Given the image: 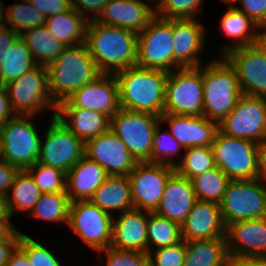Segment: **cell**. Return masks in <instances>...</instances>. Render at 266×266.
Segmentation results:
<instances>
[{"mask_svg": "<svg viewBox=\"0 0 266 266\" xmlns=\"http://www.w3.org/2000/svg\"><path fill=\"white\" fill-rule=\"evenodd\" d=\"M137 33L91 20L85 44L99 71L114 74L136 66Z\"/></svg>", "mask_w": 266, "mask_h": 266, "instance_id": "6da1fadb", "label": "cell"}, {"mask_svg": "<svg viewBox=\"0 0 266 266\" xmlns=\"http://www.w3.org/2000/svg\"><path fill=\"white\" fill-rule=\"evenodd\" d=\"M169 72L139 66L114 73L118 84L120 108L164 114L165 85Z\"/></svg>", "mask_w": 266, "mask_h": 266, "instance_id": "7a4b0ae2", "label": "cell"}, {"mask_svg": "<svg viewBox=\"0 0 266 266\" xmlns=\"http://www.w3.org/2000/svg\"><path fill=\"white\" fill-rule=\"evenodd\" d=\"M47 70L49 97L57 106L102 74L85 43L65 47Z\"/></svg>", "mask_w": 266, "mask_h": 266, "instance_id": "3957f363", "label": "cell"}, {"mask_svg": "<svg viewBox=\"0 0 266 266\" xmlns=\"http://www.w3.org/2000/svg\"><path fill=\"white\" fill-rule=\"evenodd\" d=\"M204 90L203 116L218 124L234 109L242 95L237 74L222 56L202 68Z\"/></svg>", "mask_w": 266, "mask_h": 266, "instance_id": "277c9868", "label": "cell"}, {"mask_svg": "<svg viewBox=\"0 0 266 266\" xmlns=\"http://www.w3.org/2000/svg\"><path fill=\"white\" fill-rule=\"evenodd\" d=\"M32 117L16 115L0 128V159L19 170L32 167L40 155L42 140L32 123Z\"/></svg>", "mask_w": 266, "mask_h": 266, "instance_id": "5b68a950", "label": "cell"}, {"mask_svg": "<svg viewBox=\"0 0 266 266\" xmlns=\"http://www.w3.org/2000/svg\"><path fill=\"white\" fill-rule=\"evenodd\" d=\"M203 103L201 66L169 72L165 85L164 114L200 116L203 115Z\"/></svg>", "mask_w": 266, "mask_h": 266, "instance_id": "8992f818", "label": "cell"}, {"mask_svg": "<svg viewBox=\"0 0 266 266\" xmlns=\"http://www.w3.org/2000/svg\"><path fill=\"white\" fill-rule=\"evenodd\" d=\"M260 179L230 180L219 203L225 226L266 218V185Z\"/></svg>", "mask_w": 266, "mask_h": 266, "instance_id": "52a82bcc", "label": "cell"}, {"mask_svg": "<svg viewBox=\"0 0 266 266\" xmlns=\"http://www.w3.org/2000/svg\"><path fill=\"white\" fill-rule=\"evenodd\" d=\"M211 147L215 165L230 180L258 178V143L230 137L218 130Z\"/></svg>", "mask_w": 266, "mask_h": 266, "instance_id": "ba28073f", "label": "cell"}, {"mask_svg": "<svg viewBox=\"0 0 266 266\" xmlns=\"http://www.w3.org/2000/svg\"><path fill=\"white\" fill-rule=\"evenodd\" d=\"M160 116L120 108L110 118L109 130L126 145L137 162H151L155 127Z\"/></svg>", "mask_w": 266, "mask_h": 266, "instance_id": "9c48e42d", "label": "cell"}, {"mask_svg": "<svg viewBox=\"0 0 266 266\" xmlns=\"http://www.w3.org/2000/svg\"><path fill=\"white\" fill-rule=\"evenodd\" d=\"M173 19L155 15L137 35V62L142 68L173 71Z\"/></svg>", "mask_w": 266, "mask_h": 266, "instance_id": "30bf717a", "label": "cell"}, {"mask_svg": "<svg viewBox=\"0 0 266 266\" xmlns=\"http://www.w3.org/2000/svg\"><path fill=\"white\" fill-rule=\"evenodd\" d=\"M14 115L35 116L43 108L57 105L49 97V80L46 66L36 65L21 77L5 85Z\"/></svg>", "mask_w": 266, "mask_h": 266, "instance_id": "8fae6325", "label": "cell"}, {"mask_svg": "<svg viewBox=\"0 0 266 266\" xmlns=\"http://www.w3.org/2000/svg\"><path fill=\"white\" fill-rule=\"evenodd\" d=\"M218 130L258 144L266 141V97L242 94L234 109L218 124Z\"/></svg>", "mask_w": 266, "mask_h": 266, "instance_id": "7c38bea8", "label": "cell"}, {"mask_svg": "<svg viewBox=\"0 0 266 266\" xmlns=\"http://www.w3.org/2000/svg\"><path fill=\"white\" fill-rule=\"evenodd\" d=\"M55 115L53 113L44 143L41 142L37 162L67 173L85 156V142L76 137Z\"/></svg>", "mask_w": 266, "mask_h": 266, "instance_id": "4fadbf2b", "label": "cell"}, {"mask_svg": "<svg viewBox=\"0 0 266 266\" xmlns=\"http://www.w3.org/2000/svg\"><path fill=\"white\" fill-rule=\"evenodd\" d=\"M174 173V166L168 164L138 162L128 175L134 209L155 212Z\"/></svg>", "mask_w": 266, "mask_h": 266, "instance_id": "5bb4252c", "label": "cell"}, {"mask_svg": "<svg viewBox=\"0 0 266 266\" xmlns=\"http://www.w3.org/2000/svg\"><path fill=\"white\" fill-rule=\"evenodd\" d=\"M112 222V215L94 205L90 200L70 203L68 227L99 253L110 247Z\"/></svg>", "mask_w": 266, "mask_h": 266, "instance_id": "9a60e30c", "label": "cell"}, {"mask_svg": "<svg viewBox=\"0 0 266 266\" xmlns=\"http://www.w3.org/2000/svg\"><path fill=\"white\" fill-rule=\"evenodd\" d=\"M224 57L236 71L242 94L266 97V55L257 43L232 49Z\"/></svg>", "mask_w": 266, "mask_h": 266, "instance_id": "2e32d148", "label": "cell"}, {"mask_svg": "<svg viewBox=\"0 0 266 266\" xmlns=\"http://www.w3.org/2000/svg\"><path fill=\"white\" fill-rule=\"evenodd\" d=\"M85 156L97 162L108 175H129L136 164L126 145L111 130L85 142Z\"/></svg>", "mask_w": 266, "mask_h": 266, "instance_id": "e0dca14e", "label": "cell"}, {"mask_svg": "<svg viewBox=\"0 0 266 266\" xmlns=\"http://www.w3.org/2000/svg\"><path fill=\"white\" fill-rule=\"evenodd\" d=\"M75 108L98 111L109 119L119 111L118 84L114 74L102 73L67 99Z\"/></svg>", "mask_w": 266, "mask_h": 266, "instance_id": "ac0fdd59", "label": "cell"}, {"mask_svg": "<svg viewBox=\"0 0 266 266\" xmlns=\"http://www.w3.org/2000/svg\"><path fill=\"white\" fill-rule=\"evenodd\" d=\"M205 28L197 18L173 19V68L199 67ZM198 54V55H197Z\"/></svg>", "mask_w": 266, "mask_h": 266, "instance_id": "d6986e66", "label": "cell"}, {"mask_svg": "<svg viewBox=\"0 0 266 266\" xmlns=\"http://www.w3.org/2000/svg\"><path fill=\"white\" fill-rule=\"evenodd\" d=\"M226 240L229 257H266V218L229 224Z\"/></svg>", "mask_w": 266, "mask_h": 266, "instance_id": "ffe728a7", "label": "cell"}, {"mask_svg": "<svg viewBox=\"0 0 266 266\" xmlns=\"http://www.w3.org/2000/svg\"><path fill=\"white\" fill-rule=\"evenodd\" d=\"M181 235L186 242L226 238V226L219 204L197 200L181 224Z\"/></svg>", "mask_w": 266, "mask_h": 266, "instance_id": "44dd1931", "label": "cell"}, {"mask_svg": "<svg viewBox=\"0 0 266 266\" xmlns=\"http://www.w3.org/2000/svg\"><path fill=\"white\" fill-rule=\"evenodd\" d=\"M160 122L169 124L170 134L183 149L211 146L218 131V123L203 115L162 114Z\"/></svg>", "mask_w": 266, "mask_h": 266, "instance_id": "7402d4cb", "label": "cell"}, {"mask_svg": "<svg viewBox=\"0 0 266 266\" xmlns=\"http://www.w3.org/2000/svg\"><path fill=\"white\" fill-rule=\"evenodd\" d=\"M154 16L155 9L141 0H109L96 21L138 34Z\"/></svg>", "mask_w": 266, "mask_h": 266, "instance_id": "603a6c76", "label": "cell"}, {"mask_svg": "<svg viewBox=\"0 0 266 266\" xmlns=\"http://www.w3.org/2000/svg\"><path fill=\"white\" fill-rule=\"evenodd\" d=\"M120 214L113 218L110 247L147 254L148 212L132 209Z\"/></svg>", "mask_w": 266, "mask_h": 266, "instance_id": "cb8c5ba5", "label": "cell"}, {"mask_svg": "<svg viewBox=\"0 0 266 266\" xmlns=\"http://www.w3.org/2000/svg\"><path fill=\"white\" fill-rule=\"evenodd\" d=\"M196 201L192 182L175 172L166 184L155 213L181 225Z\"/></svg>", "mask_w": 266, "mask_h": 266, "instance_id": "d4e9b609", "label": "cell"}, {"mask_svg": "<svg viewBox=\"0 0 266 266\" xmlns=\"http://www.w3.org/2000/svg\"><path fill=\"white\" fill-rule=\"evenodd\" d=\"M65 126L84 142L109 130L110 119L98 112L75 108L68 100L57 106L56 115ZM66 116L68 119H66Z\"/></svg>", "mask_w": 266, "mask_h": 266, "instance_id": "484cf974", "label": "cell"}, {"mask_svg": "<svg viewBox=\"0 0 266 266\" xmlns=\"http://www.w3.org/2000/svg\"><path fill=\"white\" fill-rule=\"evenodd\" d=\"M108 176L97 162L82 157L66 173V193L70 201L90 200Z\"/></svg>", "mask_w": 266, "mask_h": 266, "instance_id": "4316f807", "label": "cell"}, {"mask_svg": "<svg viewBox=\"0 0 266 266\" xmlns=\"http://www.w3.org/2000/svg\"><path fill=\"white\" fill-rule=\"evenodd\" d=\"M90 201L109 214L113 210L122 213L134 209L128 175H109Z\"/></svg>", "mask_w": 266, "mask_h": 266, "instance_id": "83f0119b", "label": "cell"}, {"mask_svg": "<svg viewBox=\"0 0 266 266\" xmlns=\"http://www.w3.org/2000/svg\"><path fill=\"white\" fill-rule=\"evenodd\" d=\"M89 19L84 18L73 7L45 18V27L66 47L85 43Z\"/></svg>", "mask_w": 266, "mask_h": 266, "instance_id": "f1b7e54d", "label": "cell"}, {"mask_svg": "<svg viewBox=\"0 0 266 266\" xmlns=\"http://www.w3.org/2000/svg\"><path fill=\"white\" fill-rule=\"evenodd\" d=\"M220 27L227 37L236 39L232 45L223 47L224 56L232 49L248 46L257 42L259 25L249 18L244 12L240 11L236 6H229V9L221 18ZM252 29L254 31H252Z\"/></svg>", "mask_w": 266, "mask_h": 266, "instance_id": "f546056e", "label": "cell"}, {"mask_svg": "<svg viewBox=\"0 0 266 266\" xmlns=\"http://www.w3.org/2000/svg\"><path fill=\"white\" fill-rule=\"evenodd\" d=\"M229 259L226 238L186 242L183 266H227Z\"/></svg>", "mask_w": 266, "mask_h": 266, "instance_id": "4dcf8cb0", "label": "cell"}, {"mask_svg": "<svg viewBox=\"0 0 266 266\" xmlns=\"http://www.w3.org/2000/svg\"><path fill=\"white\" fill-rule=\"evenodd\" d=\"M30 50L36 65L48 66L66 47L45 25L31 28L19 35Z\"/></svg>", "mask_w": 266, "mask_h": 266, "instance_id": "1f68e13d", "label": "cell"}, {"mask_svg": "<svg viewBox=\"0 0 266 266\" xmlns=\"http://www.w3.org/2000/svg\"><path fill=\"white\" fill-rule=\"evenodd\" d=\"M6 197L8 214L31 211L41 196V190L26 170H19Z\"/></svg>", "mask_w": 266, "mask_h": 266, "instance_id": "d6a6232c", "label": "cell"}, {"mask_svg": "<svg viewBox=\"0 0 266 266\" xmlns=\"http://www.w3.org/2000/svg\"><path fill=\"white\" fill-rule=\"evenodd\" d=\"M36 66L30 50L19 36L3 54L0 65V85H6Z\"/></svg>", "mask_w": 266, "mask_h": 266, "instance_id": "836d02e7", "label": "cell"}, {"mask_svg": "<svg viewBox=\"0 0 266 266\" xmlns=\"http://www.w3.org/2000/svg\"><path fill=\"white\" fill-rule=\"evenodd\" d=\"M181 241V225L179 223L162 217L155 212H148L147 253L151 251V244L155 245L156 250L175 245Z\"/></svg>", "mask_w": 266, "mask_h": 266, "instance_id": "e575fe53", "label": "cell"}, {"mask_svg": "<svg viewBox=\"0 0 266 266\" xmlns=\"http://www.w3.org/2000/svg\"><path fill=\"white\" fill-rule=\"evenodd\" d=\"M70 203L66 192L41 193L29 214L42 220L68 224Z\"/></svg>", "mask_w": 266, "mask_h": 266, "instance_id": "d590c367", "label": "cell"}, {"mask_svg": "<svg viewBox=\"0 0 266 266\" xmlns=\"http://www.w3.org/2000/svg\"><path fill=\"white\" fill-rule=\"evenodd\" d=\"M184 150L181 162L174 166L178 175L191 181L216 166L211 146L189 147Z\"/></svg>", "mask_w": 266, "mask_h": 266, "instance_id": "8d00e7d4", "label": "cell"}, {"mask_svg": "<svg viewBox=\"0 0 266 266\" xmlns=\"http://www.w3.org/2000/svg\"><path fill=\"white\" fill-rule=\"evenodd\" d=\"M230 179L217 167L191 180L198 201L220 203Z\"/></svg>", "mask_w": 266, "mask_h": 266, "instance_id": "74e56055", "label": "cell"}, {"mask_svg": "<svg viewBox=\"0 0 266 266\" xmlns=\"http://www.w3.org/2000/svg\"><path fill=\"white\" fill-rule=\"evenodd\" d=\"M24 3H15L12 6L5 8L6 23L10 24V28L19 35L31 28L45 24V17L43 14L28 0H23Z\"/></svg>", "mask_w": 266, "mask_h": 266, "instance_id": "f35d334b", "label": "cell"}, {"mask_svg": "<svg viewBox=\"0 0 266 266\" xmlns=\"http://www.w3.org/2000/svg\"><path fill=\"white\" fill-rule=\"evenodd\" d=\"M26 171L42 193L66 192V173L62 170L37 162Z\"/></svg>", "mask_w": 266, "mask_h": 266, "instance_id": "ab89813d", "label": "cell"}, {"mask_svg": "<svg viewBox=\"0 0 266 266\" xmlns=\"http://www.w3.org/2000/svg\"><path fill=\"white\" fill-rule=\"evenodd\" d=\"M161 122L155 127L152 152H151V162L153 163H163L171 166H175L176 163L170 158L174 155H178L179 150L182 146L179 142L170 134V132L165 131L160 133Z\"/></svg>", "mask_w": 266, "mask_h": 266, "instance_id": "60d3db41", "label": "cell"}, {"mask_svg": "<svg viewBox=\"0 0 266 266\" xmlns=\"http://www.w3.org/2000/svg\"><path fill=\"white\" fill-rule=\"evenodd\" d=\"M203 0H162L155 6V15L164 19L194 18L202 12Z\"/></svg>", "mask_w": 266, "mask_h": 266, "instance_id": "b9f144b4", "label": "cell"}, {"mask_svg": "<svg viewBox=\"0 0 266 266\" xmlns=\"http://www.w3.org/2000/svg\"><path fill=\"white\" fill-rule=\"evenodd\" d=\"M17 246L27 255L31 266H61L59 259L47 247L24 233L20 234Z\"/></svg>", "mask_w": 266, "mask_h": 266, "instance_id": "7bdbcfd3", "label": "cell"}, {"mask_svg": "<svg viewBox=\"0 0 266 266\" xmlns=\"http://www.w3.org/2000/svg\"><path fill=\"white\" fill-rule=\"evenodd\" d=\"M152 251L147 253L149 266H183L186 255V241L182 240L175 245Z\"/></svg>", "mask_w": 266, "mask_h": 266, "instance_id": "ee69618b", "label": "cell"}, {"mask_svg": "<svg viewBox=\"0 0 266 266\" xmlns=\"http://www.w3.org/2000/svg\"><path fill=\"white\" fill-rule=\"evenodd\" d=\"M101 251L107 254L106 266H149L146 253L118 250L112 247Z\"/></svg>", "mask_w": 266, "mask_h": 266, "instance_id": "f6af8a7d", "label": "cell"}, {"mask_svg": "<svg viewBox=\"0 0 266 266\" xmlns=\"http://www.w3.org/2000/svg\"><path fill=\"white\" fill-rule=\"evenodd\" d=\"M242 8H238L244 12L255 23L266 26V0H239Z\"/></svg>", "mask_w": 266, "mask_h": 266, "instance_id": "bcb514c9", "label": "cell"}, {"mask_svg": "<svg viewBox=\"0 0 266 266\" xmlns=\"http://www.w3.org/2000/svg\"><path fill=\"white\" fill-rule=\"evenodd\" d=\"M45 18L63 13L72 7L71 0H28Z\"/></svg>", "mask_w": 266, "mask_h": 266, "instance_id": "7dc6e473", "label": "cell"}, {"mask_svg": "<svg viewBox=\"0 0 266 266\" xmlns=\"http://www.w3.org/2000/svg\"><path fill=\"white\" fill-rule=\"evenodd\" d=\"M109 0H72V7L84 18L91 12L89 21L96 20ZM85 9V10H84ZM88 11V13L86 12ZM93 13V16H92ZM87 16V17H85Z\"/></svg>", "mask_w": 266, "mask_h": 266, "instance_id": "c3c4849f", "label": "cell"}, {"mask_svg": "<svg viewBox=\"0 0 266 266\" xmlns=\"http://www.w3.org/2000/svg\"><path fill=\"white\" fill-rule=\"evenodd\" d=\"M19 172L17 167L0 159V194L7 197L11 189L14 178Z\"/></svg>", "mask_w": 266, "mask_h": 266, "instance_id": "681fc988", "label": "cell"}, {"mask_svg": "<svg viewBox=\"0 0 266 266\" xmlns=\"http://www.w3.org/2000/svg\"><path fill=\"white\" fill-rule=\"evenodd\" d=\"M14 113L5 85H0V128L10 119L15 117L16 115H12ZM12 115V116H11Z\"/></svg>", "mask_w": 266, "mask_h": 266, "instance_id": "f907efd6", "label": "cell"}, {"mask_svg": "<svg viewBox=\"0 0 266 266\" xmlns=\"http://www.w3.org/2000/svg\"><path fill=\"white\" fill-rule=\"evenodd\" d=\"M11 216H0V240H19L21 232L10 222Z\"/></svg>", "mask_w": 266, "mask_h": 266, "instance_id": "816d5d0a", "label": "cell"}, {"mask_svg": "<svg viewBox=\"0 0 266 266\" xmlns=\"http://www.w3.org/2000/svg\"><path fill=\"white\" fill-rule=\"evenodd\" d=\"M9 27L10 26H6L0 30V65L3 61V54L5 51L9 49V47L19 37V34Z\"/></svg>", "mask_w": 266, "mask_h": 266, "instance_id": "f5cc1de1", "label": "cell"}, {"mask_svg": "<svg viewBox=\"0 0 266 266\" xmlns=\"http://www.w3.org/2000/svg\"><path fill=\"white\" fill-rule=\"evenodd\" d=\"M227 266H266V257H229Z\"/></svg>", "mask_w": 266, "mask_h": 266, "instance_id": "db71d44e", "label": "cell"}, {"mask_svg": "<svg viewBox=\"0 0 266 266\" xmlns=\"http://www.w3.org/2000/svg\"><path fill=\"white\" fill-rule=\"evenodd\" d=\"M257 160H258V179L266 183V141L258 144L257 150Z\"/></svg>", "mask_w": 266, "mask_h": 266, "instance_id": "11a10c76", "label": "cell"}, {"mask_svg": "<svg viewBox=\"0 0 266 266\" xmlns=\"http://www.w3.org/2000/svg\"><path fill=\"white\" fill-rule=\"evenodd\" d=\"M5 266H31V264L27 255L18 246H16L11 252Z\"/></svg>", "mask_w": 266, "mask_h": 266, "instance_id": "9f6ffc18", "label": "cell"}, {"mask_svg": "<svg viewBox=\"0 0 266 266\" xmlns=\"http://www.w3.org/2000/svg\"><path fill=\"white\" fill-rule=\"evenodd\" d=\"M18 245V240H0V266H5L11 252Z\"/></svg>", "mask_w": 266, "mask_h": 266, "instance_id": "6f0895ef", "label": "cell"}, {"mask_svg": "<svg viewBox=\"0 0 266 266\" xmlns=\"http://www.w3.org/2000/svg\"><path fill=\"white\" fill-rule=\"evenodd\" d=\"M261 30H258L257 45L264 51L266 55V26H261ZM260 31V32H259Z\"/></svg>", "mask_w": 266, "mask_h": 266, "instance_id": "680465c9", "label": "cell"}, {"mask_svg": "<svg viewBox=\"0 0 266 266\" xmlns=\"http://www.w3.org/2000/svg\"><path fill=\"white\" fill-rule=\"evenodd\" d=\"M4 4L2 3V1L0 0V30L5 28L7 26L6 23V14H4Z\"/></svg>", "mask_w": 266, "mask_h": 266, "instance_id": "91938a15", "label": "cell"}, {"mask_svg": "<svg viewBox=\"0 0 266 266\" xmlns=\"http://www.w3.org/2000/svg\"><path fill=\"white\" fill-rule=\"evenodd\" d=\"M0 216H10L6 207V197L0 194Z\"/></svg>", "mask_w": 266, "mask_h": 266, "instance_id": "94428289", "label": "cell"}, {"mask_svg": "<svg viewBox=\"0 0 266 266\" xmlns=\"http://www.w3.org/2000/svg\"><path fill=\"white\" fill-rule=\"evenodd\" d=\"M224 3L229 4V6H234V4L236 2H238L239 0H222Z\"/></svg>", "mask_w": 266, "mask_h": 266, "instance_id": "6125c7cd", "label": "cell"}, {"mask_svg": "<svg viewBox=\"0 0 266 266\" xmlns=\"http://www.w3.org/2000/svg\"><path fill=\"white\" fill-rule=\"evenodd\" d=\"M150 1H155V2L158 1L157 5H159L162 0H150Z\"/></svg>", "mask_w": 266, "mask_h": 266, "instance_id": "be15d7a7", "label": "cell"}, {"mask_svg": "<svg viewBox=\"0 0 266 266\" xmlns=\"http://www.w3.org/2000/svg\"><path fill=\"white\" fill-rule=\"evenodd\" d=\"M0 156H1V135H0Z\"/></svg>", "mask_w": 266, "mask_h": 266, "instance_id": "e7e4bbea", "label": "cell"}]
</instances>
